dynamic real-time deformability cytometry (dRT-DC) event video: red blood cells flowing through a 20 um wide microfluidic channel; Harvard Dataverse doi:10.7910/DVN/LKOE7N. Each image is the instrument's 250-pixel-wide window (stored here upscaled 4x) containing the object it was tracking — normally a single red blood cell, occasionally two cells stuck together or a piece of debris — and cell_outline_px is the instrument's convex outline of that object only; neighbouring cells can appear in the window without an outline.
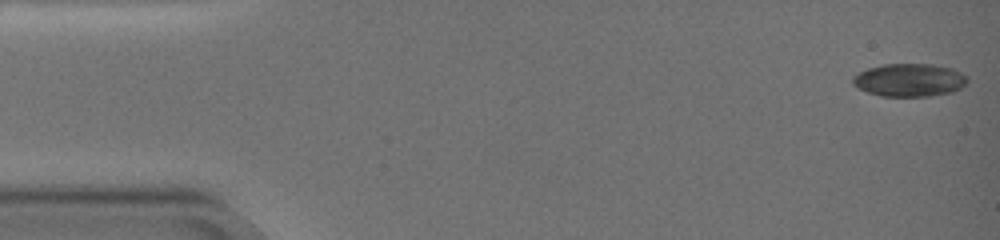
{"species": "common noctule bat (a hibernating species)", "species_latin": "Nyctalus noctula", "temperature_condition": "warm", "stored_images_in_passage": 64, "camera_frame_rate_fps": 3000, "um_per_image_px": 0.085, "animal": {"sex": "female", "body_mass_g": 19.0, "forearm_length_mm": 51.5}, "frame": {"image": 1, "passage_image": 1, "time_ms": 0.0, "image_size_px": [1000, 240], "cell_outline_px": [[968, 80], [960, 88], [952, 92], [928, 96], [880, 96], [856, 88], [852, 84], [852, 76], [868, 68], [884, 64], [928, 64], [948, 68], [960, 72], [968, 76]], "centroid_in_image_um": [77.25, 6.81], "position_along_channel_um": 7.7, "area_um2": 21.91}}
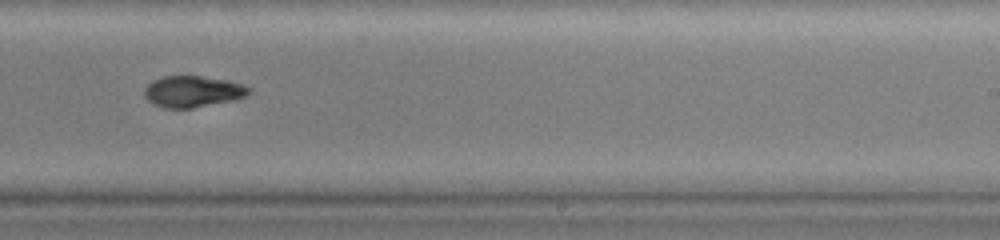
{"frame": {"image": 2, "passage_image": 41, "time_ms": 13.333, "image_size_px": [1000, 240], "cell_outline_px": [[248, 96], [236, 100], [192, 108], [164, 108], [152, 104], [144, 96], [144, 88], [148, 84], [164, 76], [200, 76], [224, 80], [244, 84], [248, 88]], "centroid_in_image_um": [16.37, 7.79], "position_along_channel_um": 272.6, "area_um2": 19.02}}
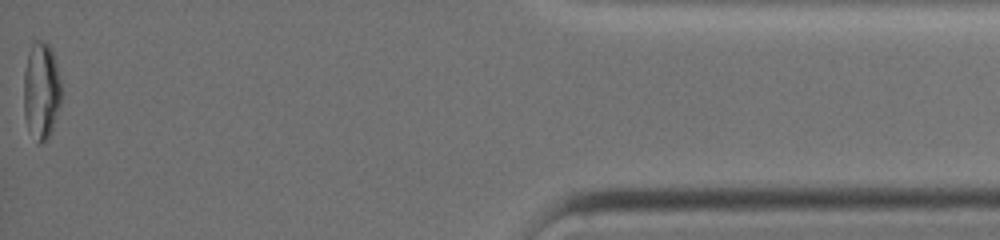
{"frame": {"image": 3, "passage_image": 64, "time_ms": 21.0, "image_size_px": [1000, 240], "cell_outline_px": [[64, 92], [52, 128], [48, 136], [40, 144], [36, 144], [28, 128], [24, 116], [24, 72], [28, 52], [32, 44], [36, 40], [44, 40], [52, 48], [56, 60]], "centroid_in_image_um": [3.53, 7.68], "position_along_channel_um": 431.7, "area_um2": 21.79}, "authors_computed_cell_mechanics": {"area_um2": 19.8254, "velocity_mm_per_s": 3.0249, "shape_relaxation_time_tau1_ms": 7.3389, "shape_relaxation_time_tau2_ms": 6.9222, "deformation_change_tau1": 0.174, "deformation_change_tau2": 0.1036}}